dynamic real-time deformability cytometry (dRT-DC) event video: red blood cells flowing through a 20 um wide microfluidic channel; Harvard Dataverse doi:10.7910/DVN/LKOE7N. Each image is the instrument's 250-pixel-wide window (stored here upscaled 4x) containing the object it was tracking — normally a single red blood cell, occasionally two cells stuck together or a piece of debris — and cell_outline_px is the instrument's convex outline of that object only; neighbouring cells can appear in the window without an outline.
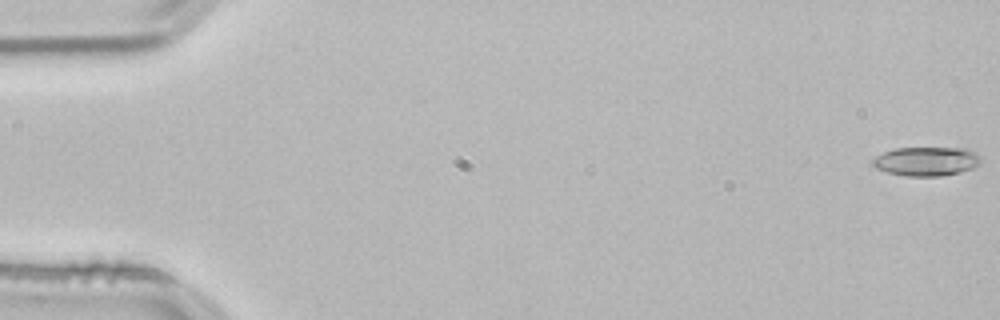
{"species": "common noctule bat (a hibernating species)", "species_latin": "Nyctalus noctula", "temperature_condition": "room temperature", "stored_images_in_passage": 53, "camera_frame_rate_fps": 3000, "um_per_image_px": 0.085, "animal": {"sex": "male", "body_mass_g": 21.5, "forearm_length_mm": 52.0}, "frame": {"image": 1, "passage_image": 1, "time_ms": 0.0, "image_size_px": [1000, 320], "cell_outline_px": [[980, 164], [972, 168], [960, 172], [940, 176], [904, 176], [888, 172], [876, 168], [872, 164], [872, 160], [876, 156], [884, 152], [896, 148], [960, 148], [972, 152], [980, 160]], "centroid_in_image_um": [78.69, 13.72], "position_along_channel_um": 6.3, "area_um2": 17.98}}
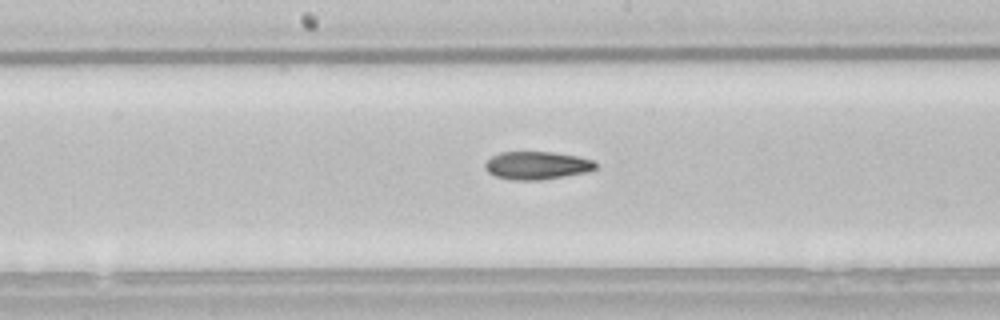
{"frame": {"image": 2, "passage_image": 28, "time_ms": 9.0, "image_size_px": [1000, 320], "cell_outline_px": [[596, 168], [588, 172], [540, 180], [512, 180], [496, 176], [488, 172], [484, 168], [484, 164], [492, 156], [500, 152], [552, 152], [576, 156], [596, 160]], "centroid_in_image_um": [45.64, 14.06], "position_along_channel_um": 202.6, "area_um2": 18.03}}
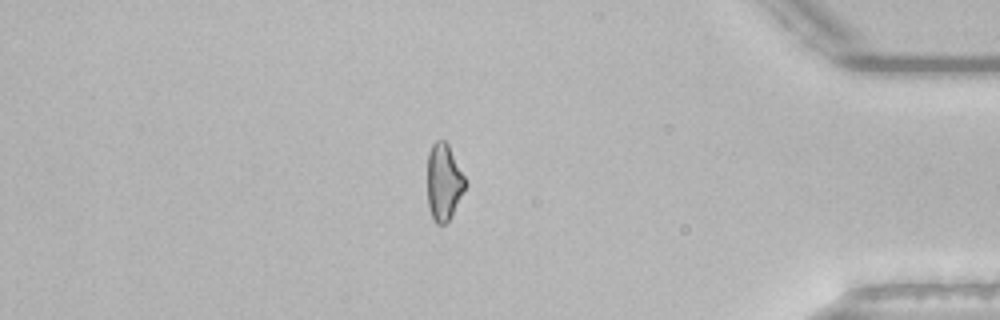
{"frame": {"image": 3, "passage_image": 46, "time_ms": 15.0, "image_size_px": [1000, 320], "cell_outline_px": [[468, 184], [448, 220], [444, 224], [436, 224], [432, 220], [428, 204], [428, 152], [432, 144], [436, 140], [444, 140], [448, 144], [468, 180]], "centroid_in_image_um": [37.74, 15.45], "position_along_channel_um": 397.5, "area_um2": 17.11}}